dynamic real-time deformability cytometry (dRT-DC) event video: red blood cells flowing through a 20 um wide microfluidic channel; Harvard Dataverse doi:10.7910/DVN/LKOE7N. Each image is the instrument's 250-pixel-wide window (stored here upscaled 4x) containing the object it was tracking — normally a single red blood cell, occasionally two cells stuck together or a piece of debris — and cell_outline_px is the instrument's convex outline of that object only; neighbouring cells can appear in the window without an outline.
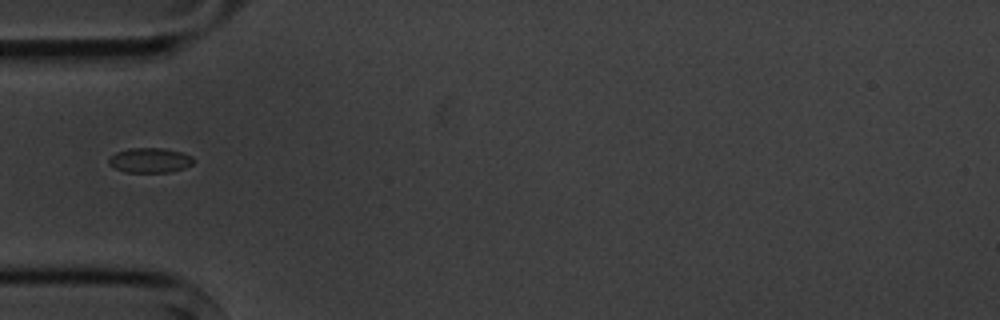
{"species": "common noctule bat (a hibernating species)", "species_latin": "Nyctalus noctula", "temperature_condition": "cold", "stored_images_in_passage": 7, "camera_frame_rate_fps": 3000, "um_per_image_px": 0.085, "animal": {"sex": "male", "body_mass_g": 20.1, "forearm_length_mm": 53.5}, "frame": {"image": 1, "passage_image": 5, "time_ms": 4.667, "image_size_px": [1000, 320], "cell_outline_px": [[196, 160], [192, 164], [184, 168], [168, 172], [124, 172], [108, 164], [108, 160], [116, 152], [128, 148], [164, 148], [180, 152], [192, 156]], "centroid_in_image_um": [12.75, 13.62], "position_along_channel_um": 72.2, "area_um2": 12.25}}
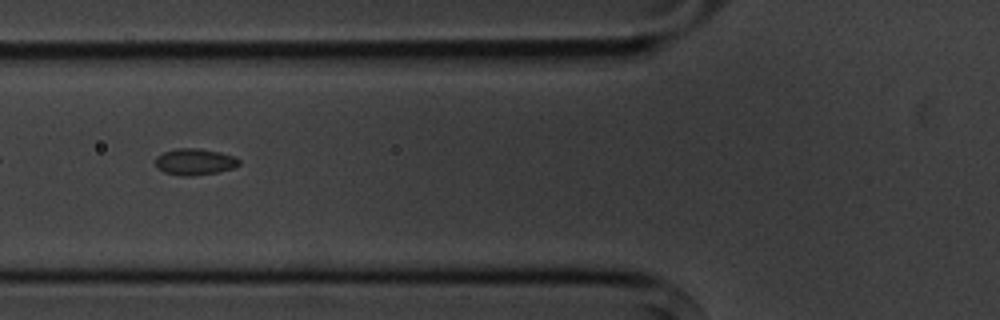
{"frame": {"image": 2, "passage_image": 6, "time_ms": 5.667, "image_size_px": [1000, 320], "cell_outline_px": [[240, 164], [232, 168], [220, 172], [192, 176], [184, 176], [164, 172], [156, 168], [156, 156], [164, 152], [176, 148], [196, 148], [220, 152], [236, 156], [240, 160]], "centroid_in_image_um": [16.57, 13.75], "position_along_channel_um": 109.2, "area_um2": 13.01}}
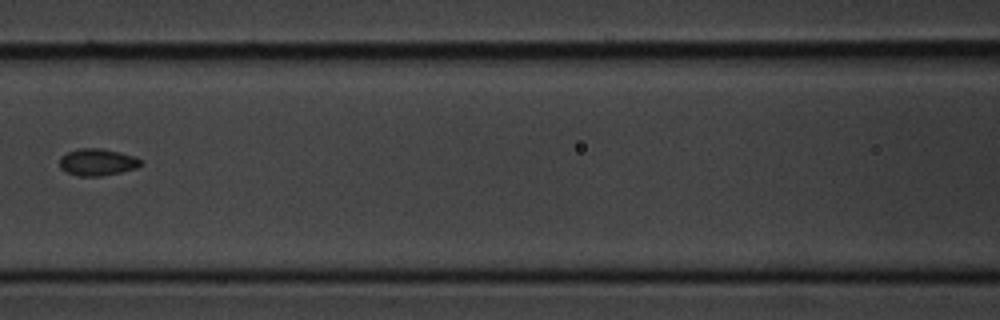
{"frame": {"image": 3, "passage_image": 7, "time_ms": 7.0, "image_size_px": [1000, 320], "cell_outline_px": [[144, 164], [136, 168], [120, 172], [100, 176], [76, 176], [60, 168], [60, 156], [68, 152], [80, 148], [100, 148], [120, 152], [136, 156]], "centroid_in_image_um": [8.29, 13.78], "position_along_channel_um": 158.3, "area_um2": 12.77}}